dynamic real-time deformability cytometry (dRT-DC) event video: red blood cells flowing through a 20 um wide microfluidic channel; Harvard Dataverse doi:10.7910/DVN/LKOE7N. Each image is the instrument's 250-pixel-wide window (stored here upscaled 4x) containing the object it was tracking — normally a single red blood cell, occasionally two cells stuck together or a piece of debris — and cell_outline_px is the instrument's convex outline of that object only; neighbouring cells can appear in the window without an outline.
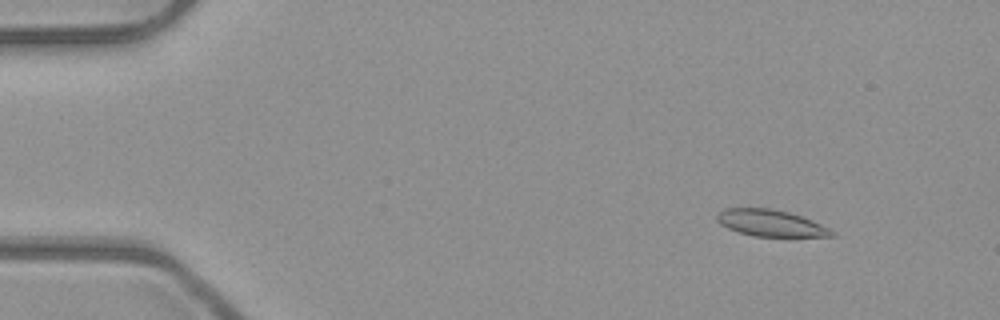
{"species": "common noctule bat (a hibernating species)", "species_latin": "Nyctalus noctula", "temperature_condition": "room temperature", "stored_images_in_passage": 47, "camera_frame_rate_fps": 3000, "um_per_image_px": 0.085, "animal": {"sex": "male", "body_mass_g": 23.1, "forearm_length_mm": 52.7}, "frame": {"image": 1, "passage_image": 1, "time_ms": 0.0, "image_size_px": [1000, 320], "cell_outline_px": [[836, 236], [752, 236], [728, 228], [720, 224], [716, 220], [716, 216], [724, 208], [768, 208], [788, 212], [812, 220], [836, 232]], "centroid_in_image_um": [65.49, 18.96], "position_along_channel_um": 19.5, "area_um2": 17.57}}
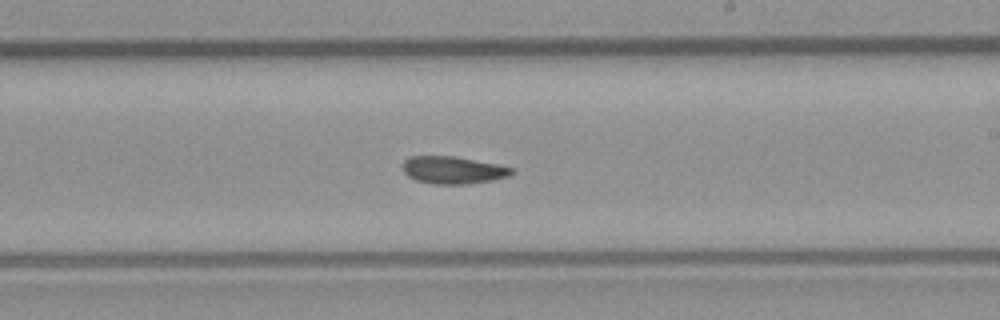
{"frame": {"image": 2, "passage_image": 26, "time_ms": 8.333, "image_size_px": [1000, 320], "cell_outline_px": [[516, 172], [508, 176], [492, 180], [468, 184], [432, 184], [416, 180], [408, 176], [404, 172], [400, 164], [404, 160], [412, 156], [452, 156], [496, 164], [512, 168]], "centroid_in_image_um": [38.47, 14.46], "position_along_channel_um": 250.5, "area_um2": 17.4}}
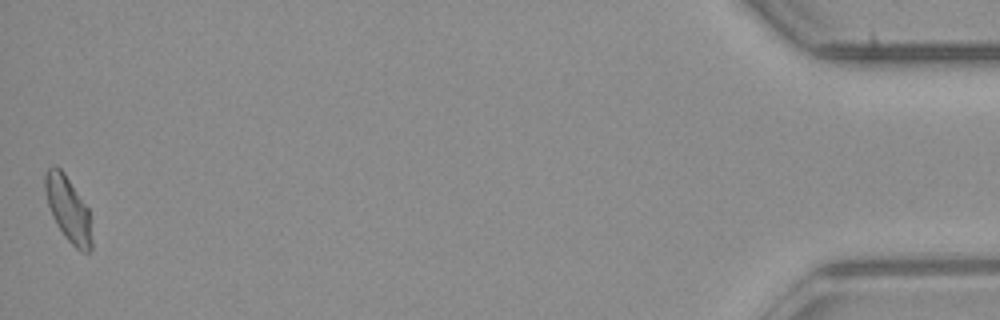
{"frame": {"image": 3, "passage_image": 47, "time_ms": 15.333, "image_size_px": [1000, 320], "cell_outline_px": [[92, 248], [88, 252], [80, 252], [64, 236], [56, 224], [52, 216], [48, 204], [44, 188], [44, 172], [52, 164], [56, 164], [64, 172], [88, 208], [92, 240]], "centroid_in_image_um": [5.77, 17.74], "position_along_channel_um": 429.4, "area_um2": 17.8}, "authors_computed_cell_mechanics": {"area_um2": 17.8024, "velocity_mm_per_s": 3.974, "shape_relaxation_time_tau1_ms": null, "shape_relaxation_time_tau2_ms": 4.1224, "deformation_change_tau1": null, "deformation_change_tau2": 0.0971}}